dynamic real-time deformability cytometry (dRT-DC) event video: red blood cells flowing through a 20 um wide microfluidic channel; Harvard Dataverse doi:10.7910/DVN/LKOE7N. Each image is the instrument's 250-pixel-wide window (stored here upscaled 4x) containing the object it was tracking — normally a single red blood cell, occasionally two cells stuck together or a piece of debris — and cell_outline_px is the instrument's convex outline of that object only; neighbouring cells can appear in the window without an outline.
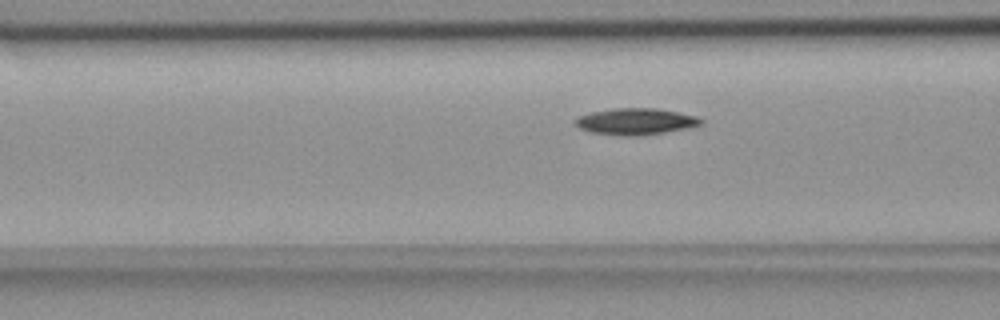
{"species": "common noctule bat (a hibernating species)", "species_latin": "Nyctalus noctula", "temperature_condition": "room temperature", "stored_images_in_passage": 41, "camera_frame_rate_fps": 3000, "um_per_image_px": 0.085, "animal": {"sex": "female", "body_mass_g": 18.4}, "frame": {"image": 1, "passage_image": 7, "time_ms": 2.0, "image_size_px": [1000, 320], "cell_outline_px": [[704, 124], [692, 128], [644, 136], [624, 136], [592, 132], [580, 128], [572, 120], [580, 116], [592, 112], [612, 108], [656, 108], [696, 116], [704, 120]], "centroid_in_image_um": [54.1, 10.34], "position_along_channel_um": 112.5, "area_um2": 19.65}}
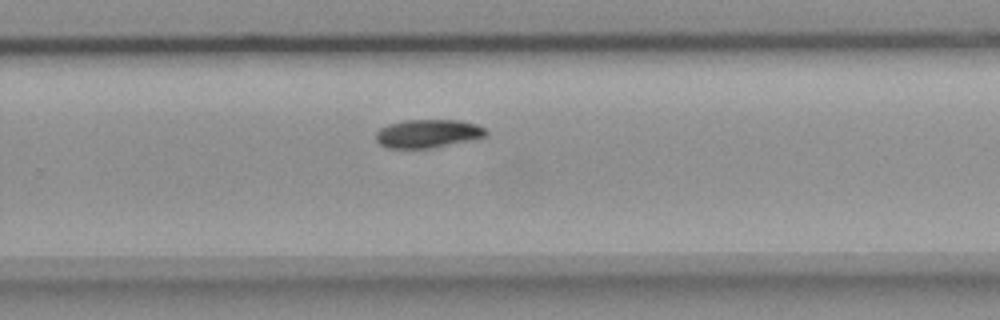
{"frame": {"image": 2, "passage_image": 22, "time_ms": 7.0, "image_size_px": [1000, 320], "cell_outline_px": [[488, 136], [432, 148], [388, 148], [380, 144], [376, 140], [376, 132], [380, 128], [388, 124], [404, 120], [460, 120], [476, 124], [484, 128], [488, 132]], "centroid_in_image_um": [36.37, 11.35], "position_along_channel_um": 293.4, "area_um2": 18.21}}
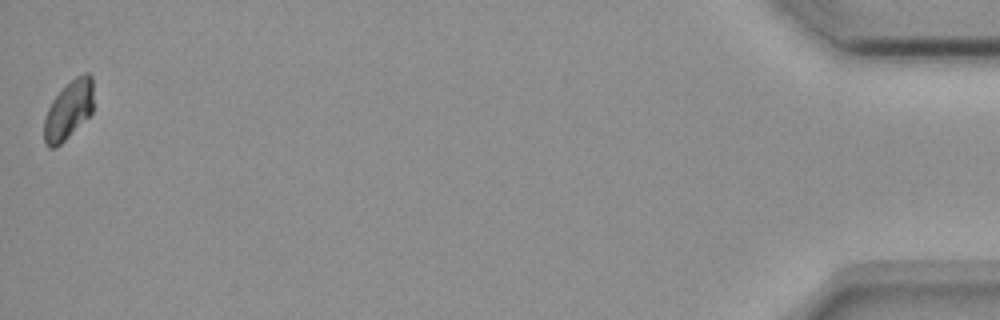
{"frame": {"image": 3, "passage_image": 41, "time_ms": 13.333, "image_size_px": [1000, 320], "cell_outline_px": [[92, 112], [56, 148], [48, 148], [44, 144], [44, 120], [48, 108], [52, 100], [76, 76], [84, 72], [88, 72], [92, 76]], "centroid_in_image_um": [5.81, 9.36], "position_along_channel_um": 429.4, "area_um2": 16.53}, "authors_computed_cell_mechanics": {"area_um2": 18.207, "velocity_mm_per_s": 3.6305, "shape_relaxation_time_tau1_ms": 4.96, "shape_relaxation_time_tau2_ms": 6.4328, "deformation_change_tau1": 0.1065, "deformation_change_tau2": 0.0754}}